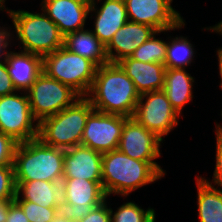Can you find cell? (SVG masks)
I'll use <instances>...</instances> for the list:
<instances>
[{
	"mask_svg": "<svg viewBox=\"0 0 222 222\" xmlns=\"http://www.w3.org/2000/svg\"><path fill=\"white\" fill-rule=\"evenodd\" d=\"M155 33L157 30L149 25L127 21L106 46L109 63L131 57L134 51Z\"/></svg>",
	"mask_w": 222,
	"mask_h": 222,
	"instance_id": "2e32d148",
	"label": "cell"
},
{
	"mask_svg": "<svg viewBox=\"0 0 222 222\" xmlns=\"http://www.w3.org/2000/svg\"><path fill=\"white\" fill-rule=\"evenodd\" d=\"M64 47L77 55L89 59L97 67L109 63L106 47L90 28L66 34L64 36Z\"/></svg>",
	"mask_w": 222,
	"mask_h": 222,
	"instance_id": "7402d4cb",
	"label": "cell"
},
{
	"mask_svg": "<svg viewBox=\"0 0 222 222\" xmlns=\"http://www.w3.org/2000/svg\"><path fill=\"white\" fill-rule=\"evenodd\" d=\"M88 18L89 21L94 19L93 29L90 30L106 47L113 35L128 21L125 1L91 0Z\"/></svg>",
	"mask_w": 222,
	"mask_h": 222,
	"instance_id": "5bb4252c",
	"label": "cell"
},
{
	"mask_svg": "<svg viewBox=\"0 0 222 222\" xmlns=\"http://www.w3.org/2000/svg\"><path fill=\"white\" fill-rule=\"evenodd\" d=\"M128 21L149 25L157 31L178 27L185 19L174 0H124Z\"/></svg>",
	"mask_w": 222,
	"mask_h": 222,
	"instance_id": "7c38bea8",
	"label": "cell"
},
{
	"mask_svg": "<svg viewBox=\"0 0 222 222\" xmlns=\"http://www.w3.org/2000/svg\"><path fill=\"white\" fill-rule=\"evenodd\" d=\"M4 60L16 91L26 92L43 72V57L16 50L11 45L6 49Z\"/></svg>",
	"mask_w": 222,
	"mask_h": 222,
	"instance_id": "ac0fdd59",
	"label": "cell"
},
{
	"mask_svg": "<svg viewBox=\"0 0 222 222\" xmlns=\"http://www.w3.org/2000/svg\"><path fill=\"white\" fill-rule=\"evenodd\" d=\"M16 183L13 165L0 166V200L14 199Z\"/></svg>",
	"mask_w": 222,
	"mask_h": 222,
	"instance_id": "f1b7e54d",
	"label": "cell"
},
{
	"mask_svg": "<svg viewBox=\"0 0 222 222\" xmlns=\"http://www.w3.org/2000/svg\"><path fill=\"white\" fill-rule=\"evenodd\" d=\"M0 23H2L0 24V60H2L4 59L6 49L10 46V32L8 24Z\"/></svg>",
	"mask_w": 222,
	"mask_h": 222,
	"instance_id": "836d02e7",
	"label": "cell"
},
{
	"mask_svg": "<svg viewBox=\"0 0 222 222\" xmlns=\"http://www.w3.org/2000/svg\"><path fill=\"white\" fill-rule=\"evenodd\" d=\"M184 27H186V20H184L178 27L164 31V34L168 35V47L165 62L166 68L190 69L193 63H195L194 58L197 50L195 49L193 41L187 36H171L168 34L171 31L181 30Z\"/></svg>",
	"mask_w": 222,
	"mask_h": 222,
	"instance_id": "cb8c5ba5",
	"label": "cell"
},
{
	"mask_svg": "<svg viewBox=\"0 0 222 222\" xmlns=\"http://www.w3.org/2000/svg\"><path fill=\"white\" fill-rule=\"evenodd\" d=\"M163 33L164 31H157V33L134 51L131 58L144 63H158L165 65L168 37H166L167 41L162 39V37H158Z\"/></svg>",
	"mask_w": 222,
	"mask_h": 222,
	"instance_id": "d4e9b609",
	"label": "cell"
},
{
	"mask_svg": "<svg viewBox=\"0 0 222 222\" xmlns=\"http://www.w3.org/2000/svg\"><path fill=\"white\" fill-rule=\"evenodd\" d=\"M166 174L158 162L133 159L119 149L102 156V187L110 200L113 195L127 199L132 192L158 182Z\"/></svg>",
	"mask_w": 222,
	"mask_h": 222,
	"instance_id": "6da1fadb",
	"label": "cell"
},
{
	"mask_svg": "<svg viewBox=\"0 0 222 222\" xmlns=\"http://www.w3.org/2000/svg\"><path fill=\"white\" fill-rule=\"evenodd\" d=\"M18 142L0 131V166L13 165L14 152Z\"/></svg>",
	"mask_w": 222,
	"mask_h": 222,
	"instance_id": "f546056e",
	"label": "cell"
},
{
	"mask_svg": "<svg viewBox=\"0 0 222 222\" xmlns=\"http://www.w3.org/2000/svg\"><path fill=\"white\" fill-rule=\"evenodd\" d=\"M65 149L45 145L39 138L18 143L14 152L15 181L62 182Z\"/></svg>",
	"mask_w": 222,
	"mask_h": 222,
	"instance_id": "277c9868",
	"label": "cell"
},
{
	"mask_svg": "<svg viewBox=\"0 0 222 222\" xmlns=\"http://www.w3.org/2000/svg\"><path fill=\"white\" fill-rule=\"evenodd\" d=\"M195 77L188 73L187 68H166L163 91L166 93L172 107L181 116L183 108L189 103H193V87Z\"/></svg>",
	"mask_w": 222,
	"mask_h": 222,
	"instance_id": "ffe728a7",
	"label": "cell"
},
{
	"mask_svg": "<svg viewBox=\"0 0 222 222\" xmlns=\"http://www.w3.org/2000/svg\"><path fill=\"white\" fill-rule=\"evenodd\" d=\"M86 97L96 111L132 117L140 94L117 63H108L97 67Z\"/></svg>",
	"mask_w": 222,
	"mask_h": 222,
	"instance_id": "7a4b0ae2",
	"label": "cell"
},
{
	"mask_svg": "<svg viewBox=\"0 0 222 222\" xmlns=\"http://www.w3.org/2000/svg\"><path fill=\"white\" fill-rule=\"evenodd\" d=\"M34 119L40 123L72 105L81 96L70 86L42 72L26 91Z\"/></svg>",
	"mask_w": 222,
	"mask_h": 222,
	"instance_id": "ba28073f",
	"label": "cell"
},
{
	"mask_svg": "<svg viewBox=\"0 0 222 222\" xmlns=\"http://www.w3.org/2000/svg\"><path fill=\"white\" fill-rule=\"evenodd\" d=\"M16 196L14 201H30L42 207L55 208L62 199L61 182L44 180L15 181Z\"/></svg>",
	"mask_w": 222,
	"mask_h": 222,
	"instance_id": "44dd1931",
	"label": "cell"
},
{
	"mask_svg": "<svg viewBox=\"0 0 222 222\" xmlns=\"http://www.w3.org/2000/svg\"><path fill=\"white\" fill-rule=\"evenodd\" d=\"M215 165H214V171L212 174V179H208L205 176H200L205 182L208 184L222 189V130L215 125Z\"/></svg>",
	"mask_w": 222,
	"mask_h": 222,
	"instance_id": "83f0119b",
	"label": "cell"
},
{
	"mask_svg": "<svg viewBox=\"0 0 222 222\" xmlns=\"http://www.w3.org/2000/svg\"><path fill=\"white\" fill-rule=\"evenodd\" d=\"M180 117L163 90L140 94L132 116L139 124L155 133L163 141L179 125Z\"/></svg>",
	"mask_w": 222,
	"mask_h": 222,
	"instance_id": "30bf717a",
	"label": "cell"
},
{
	"mask_svg": "<svg viewBox=\"0 0 222 222\" xmlns=\"http://www.w3.org/2000/svg\"><path fill=\"white\" fill-rule=\"evenodd\" d=\"M164 141L132 117L124 123L118 149L133 159L156 162L163 154Z\"/></svg>",
	"mask_w": 222,
	"mask_h": 222,
	"instance_id": "4fadbf2b",
	"label": "cell"
},
{
	"mask_svg": "<svg viewBox=\"0 0 222 222\" xmlns=\"http://www.w3.org/2000/svg\"><path fill=\"white\" fill-rule=\"evenodd\" d=\"M216 49H217L216 55H217V60H218V63H217L218 68L217 69H219V71H218L219 77L218 78H220L219 87L222 90V47H218Z\"/></svg>",
	"mask_w": 222,
	"mask_h": 222,
	"instance_id": "d590c367",
	"label": "cell"
},
{
	"mask_svg": "<svg viewBox=\"0 0 222 222\" xmlns=\"http://www.w3.org/2000/svg\"><path fill=\"white\" fill-rule=\"evenodd\" d=\"M97 66L64 46L43 57V72L70 86L80 96H87L93 85Z\"/></svg>",
	"mask_w": 222,
	"mask_h": 222,
	"instance_id": "8992f818",
	"label": "cell"
},
{
	"mask_svg": "<svg viewBox=\"0 0 222 222\" xmlns=\"http://www.w3.org/2000/svg\"><path fill=\"white\" fill-rule=\"evenodd\" d=\"M16 89L14 88L11 77L8 74L5 60H0V96L8 95L14 93Z\"/></svg>",
	"mask_w": 222,
	"mask_h": 222,
	"instance_id": "1f68e13d",
	"label": "cell"
},
{
	"mask_svg": "<svg viewBox=\"0 0 222 222\" xmlns=\"http://www.w3.org/2000/svg\"><path fill=\"white\" fill-rule=\"evenodd\" d=\"M5 2H6V0H0V12L2 11L4 13H6L8 15V19H9L11 9H10V7L9 8L6 7V4H8V3L7 2L5 3Z\"/></svg>",
	"mask_w": 222,
	"mask_h": 222,
	"instance_id": "74e56055",
	"label": "cell"
},
{
	"mask_svg": "<svg viewBox=\"0 0 222 222\" xmlns=\"http://www.w3.org/2000/svg\"><path fill=\"white\" fill-rule=\"evenodd\" d=\"M102 156L83 145L65 149L63 178L102 181Z\"/></svg>",
	"mask_w": 222,
	"mask_h": 222,
	"instance_id": "e0dca14e",
	"label": "cell"
},
{
	"mask_svg": "<svg viewBox=\"0 0 222 222\" xmlns=\"http://www.w3.org/2000/svg\"><path fill=\"white\" fill-rule=\"evenodd\" d=\"M23 210L29 222H51L56 216L55 208L42 207L30 201H15Z\"/></svg>",
	"mask_w": 222,
	"mask_h": 222,
	"instance_id": "4316f807",
	"label": "cell"
},
{
	"mask_svg": "<svg viewBox=\"0 0 222 222\" xmlns=\"http://www.w3.org/2000/svg\"><path fill=\"white\" fill-rule=\"evenodd\" d=\"M207 31V32H211V33H215V34H219L222 37V20H220V22H218L215 25L212 26H207V27H202L201 31Z\"/></svg>",
	"mask_w": 222,
	"mask_h": 222,
	"instance_id": "8d00e7d4",
	"label": "cell"
},
{
	"mask_svg": "<svg viewBox=\"0 0 222 222\" xmlns=\"http://www.w3.org/2000/svg\"><path fill=\"white\" fill-rule=\"evenodd\" d=\"M117 64L131 78L139 94L163 90L166 71L164 64L144 63L131 57H126Z\"/></svg>",
	"mask_w": 222,
	"mask_h": 222,
	"instance_id": "d6986e66",
	"label": "cell"
},
{
	"mask_svg": "<svg viewBox=\"0 0 222 222\" xmlns=\"http://www.w3.org/2000/svg\"><path fill=\"white\" fill-rule=\"evenodd\" d=\"M94 110L90 100L81 96L72 105L43 119L38 125V138L45 145L62 149L81 145L87 119Z\"/></svg>",
	"mask_w": 222,
	"mask_h": 222,
	"instance_id": "5b68a950",
	"label": "cell"
},
{
	"mask_svg": "<svg viewBox=\"0 0 222 222\" xmlns=\"http://www.w3.org/2000/svg\"><path fill=\"white\" fill-rule=\"evenodd\" d=\"M14 202V199L0 200V222H5L8 216L9 206Z\"/></svg>",
	"mask_w": 222,
	"mask_h": 222,
	"instance_id": "e575fe53",
	"label": "cell"
},
{
	"mask_svg": "<svg viewBox=\"0 0 222 222\" xmlns=\"http://www.w3.org/2000/svg\"><path fill=\"white\" fill-rule=\"evenodd\" d=\"M5 222H29L22 208L14 201L8 209V216Z\"/></svg>",
	"mask_w": 222,
	"mask_h": 222,
	"instance_id": "d6a6232c",
	"label": "cell"
},
{
	"mask_svg": "<svg viewBox=\"0 0 222 222\" xmlns=\"http://www.w3.org/2000/svg\"><path fill=\"white\" fill-rule=\"evenodd\" d=\"M122 204L113 210L110 206L111 222H156V211L152 207L142 208L135 201L123 200Z\"/></svg>",
	"mask_w": 222,
	"mask_h": 222,
	"instance_id": "484cf974",
	"label": "cell"
},
{
	"mask_svg": "<svg viewBox=\"0 0 222 222\" xmlns=\"http://www.w3.org/2000/svg\"><path fill=\"white\" fill-rule=\"evenodd\" d=\"M38 11L11 9L10 45L44 57L64 46V35L41 8Z\"/></svg>",
	"mask_w": 222,
	"mask_h": 222,
	"instance_id": "3957f363",
	"label": "cell"
},
{
	"mask_svg": "<svg viewBox=\"0 0 222 222\" xmlns=\"http://www.w3.org/2000/svg\"><path fill=\"white\" fill-rule=\"evenodd\" d=\"M39 6L65 36L86 28L91 0H41Z\"/></svg>",
	"mask_w": 222,
	"mask_h": 222,
	"instance_id": "9a60e30c",
	"label": "cell"
},
{
	"mask_svg": "<svg viewBox=\"0 0 222 222\" xmlns=\"http://www.w3.org/2000/svg\"><path fill=\"white\" fill-rule=\"evenodd\" d=\"M128 117L94 110L88 117L81 145L100 153L118 149L122 129Z\"/></svg>",
	"mask_w": 222,
	"mask_h": 222,
	"instance_id": "8fae6325",
	"label": "cell"
},
{
	"mask_svg": "<svg viewBox=\"0 0 222 222\" xmlns=\"http://www.w3.org/2000/svg\"><path fill=\"white\" fill-rule=\"evenodd\" d=\"M215 125H216L217 127H219V128L222 130V125L220 124V122L217 123V121H216V122H215Z\"/></svg>",
	"mask_w": 222,
	"mask_h": 222,
	"instance_id": "ab89813d",
	"label": "cell"
},
{
	"mask_svg": "<svg viewBox=\"0 0 222 222\" xmlns=\"http://www.w3.org/2000/svg\"><path fill=\"white\" fill-rule=\"evenodd\" d=\"M39 123L34 119L26 92L0 96V131L16 142L38 138Z\"/></svg>",
	"mask_w": 222,
	"mask_h": 222,
	"instance_id": "9c48e42d",
	"label": "cell"
},
{
	"mask_svg": "<svg viewBox=\"0 0 222 222\" xmlns=\"http://www.w3.org/2000/svg\"><path fill=\"white\" fill-rule=\"evenodd\" d=\"M198 222H222V189L195 176Z\"/></svg>",
	"mask_w": 222,
	"mask_h": 222,
	"instance_id": "603a6c76",
	"label": "cell"
},
{
	"mask_svg": "<svg viewBox=\"0 0 222 222\" xmlns=\"http://www.w3.org/2000/svg\"><path fill=\"white\" fill-rule=\"evenodd\" d=\"M51 222H79V220H69L62 217H54V219Z\"/></svg>",
	"mask_w": 222,
	"mask_h": 222,
	"instance_id": "f35d334b",
	"label": "cell"
},
{
	"mask_svg": "<svg viewBox=\"0 0 222 222\" xmlns=\"http://www.w3.org/2000/svg\"><path fill=\"white\" fill-rule=\"evenodd\" d=\"M61 185L62 199L56 204V217L80 220L107 199L102 181L62 178Z\"/></svg>",
	"mask_w": 222,
	"mask_h": 222,
	"instance_id": "52a82bcc",
	"label": "cell"
},
{
	"mask_svg": "<svg viewBox=\"0 0 222 222\" xmlns=\"http://www.w3.org/2000/svg\"><path fill=\"white\" fill-rule=\"evenodd\" d=\"M107 197L106 201L89 212L79 222H111L110 201Z\"/></svg>",
	"mask_w": 222,
	"mask_h": 222,
	"instance_id": "4dcf8cb0",
	"label": "cell"
}]
</instances>
